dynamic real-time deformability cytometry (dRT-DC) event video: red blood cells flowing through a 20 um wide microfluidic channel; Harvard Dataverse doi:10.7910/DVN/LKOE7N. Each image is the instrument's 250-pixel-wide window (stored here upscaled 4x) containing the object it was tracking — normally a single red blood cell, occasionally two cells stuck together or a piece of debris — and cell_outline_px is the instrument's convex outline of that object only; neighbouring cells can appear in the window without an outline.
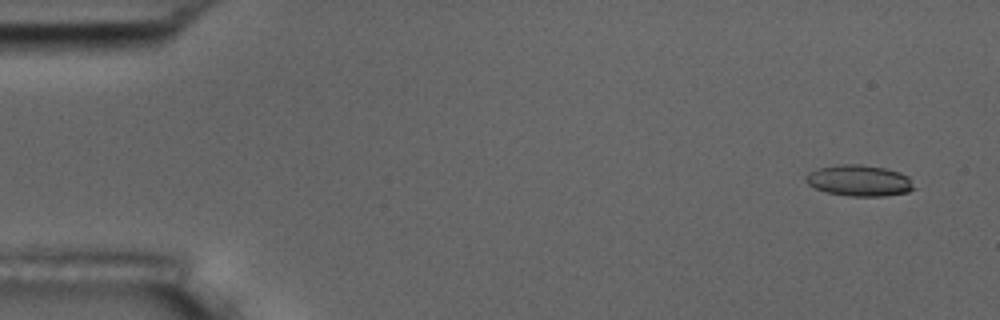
{"species": "common noctule bat (a hibernating species)", "species_latin": "Nyctalus noctula", "temperature_condition": "room temperature", "stored_images_in_passage": 4, "camera_frame_rate_fps": 3000, "um_per_image_px": 0.085, "animal": {"sex": "male", "body_mass_g": 17.5, "forearm_length_mm": 52.3}, "frame": {"image": 1, "passage_image": 1, "time_ms": 0.0, "image_size_px": [1000, 320], "cell_outline_px": [[916, 188], [908, 192], [884, 196], [848, 196], [828, 192], [816, 188], [808, 184], [804, 180], [804, 176], [808, 172], [820, 168], [836, 164], [860, 164], [884, 168], [900, 172], [908, 176]], "centroid_in_image_um": [73.03, 15.34], "position_along_channel_um": 12.0, "area_um2": 19.71}}
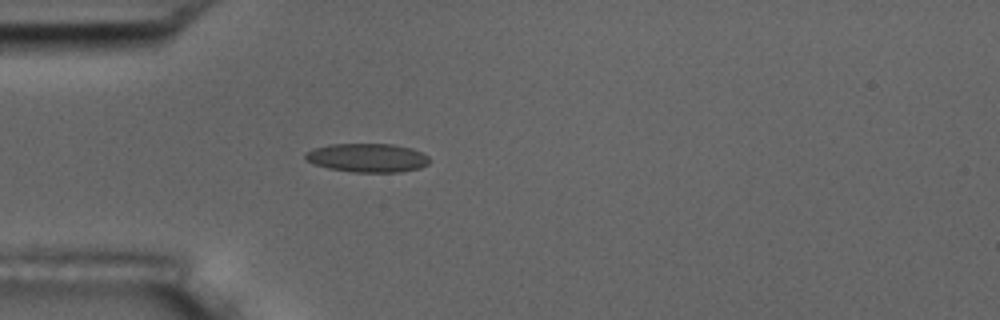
{"frame": {"image": 2, "passage_image": 4, "time_ms": 4.333, "image_size_px": [1000, 320], "cell_outline_px": [[432, 160], [428, 164], [420, 168], [400, 172], [352, 172], [328, 168], [304, 160], [304, 152], [312, 148], [328, 144], [392, 144], [412, 148], [428, 156]], "centroid_in_image_um": [31.21, 13.41], "position_along_channel_um": 53.8, "area_um2": 21.04}}